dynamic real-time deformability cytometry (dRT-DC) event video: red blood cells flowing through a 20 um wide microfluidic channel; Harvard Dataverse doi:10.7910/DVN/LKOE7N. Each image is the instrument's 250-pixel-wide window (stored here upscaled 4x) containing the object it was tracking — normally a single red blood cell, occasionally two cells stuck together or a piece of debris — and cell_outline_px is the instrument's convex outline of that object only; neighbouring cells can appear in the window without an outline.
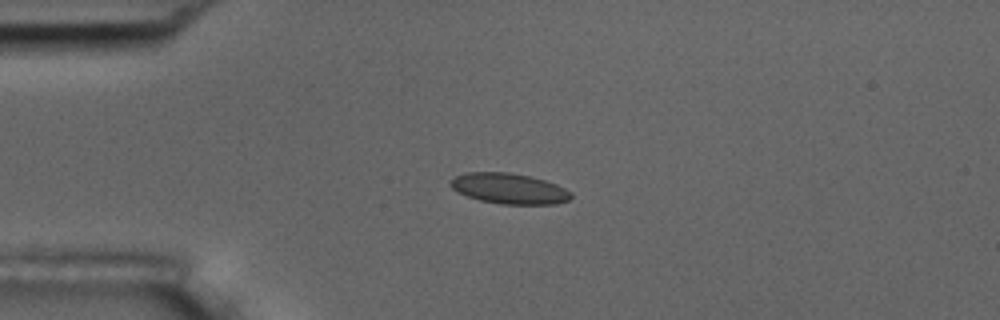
{"species": "common noctule bat (a hibernating species)", "species_latin": "Nyctalus noctula", "temperature_condition": "room temperature", "stored_images_in_passage": 5, "camera_frame_rate_fps": 3000, "um_per_image_px": 0.085, "animal": {"sex": "male", "body_mass_g": 17.5, "forearm_length_mm": 52.3}, "frame": {"image": 1, "passage_image": 3, "time_ms": 3.333, "image_size_px": [1000, 320], "cell_outline_px": [[572, 196], [568, 200], [556, 204], [500, 204], [480, 200], [456, 192], [448, 184], [456, 176], [464, 172], [508, 172], [528, 176], [544, 180], [556, 184], [572, 192]], "centroid_in_image_um": [43.26, 16.03], "position_along_channel_um": 41.7, "area_um2": 21.44}}